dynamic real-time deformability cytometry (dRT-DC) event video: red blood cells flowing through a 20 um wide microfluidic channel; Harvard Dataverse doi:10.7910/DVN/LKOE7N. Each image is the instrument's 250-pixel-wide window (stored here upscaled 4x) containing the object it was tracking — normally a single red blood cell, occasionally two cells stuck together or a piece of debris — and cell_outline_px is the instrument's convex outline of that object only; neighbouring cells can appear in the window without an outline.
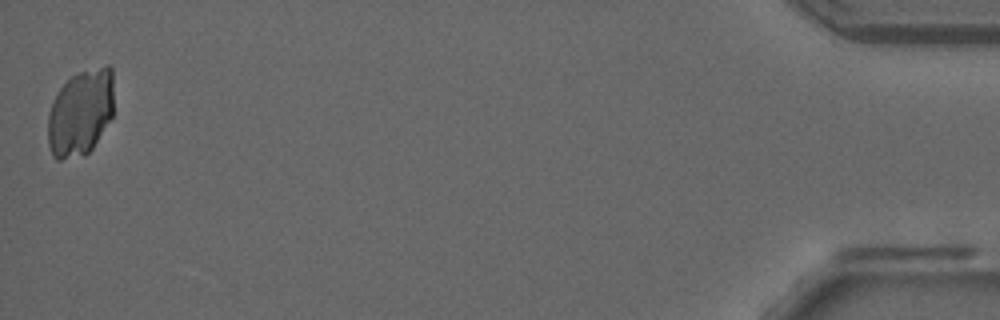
{"species": "common noctule bat (a hibernating species)", "species_latin": "Nyctalus noctula", "temperature_condition": "room temperature", "stored_images_in_passage": 51, "camera_frame_rate_fps": 3000, "um_per_image_px": 0.085, "animal": {"sex": "male", "forearm_length_mm": 52.5}, "frame": {"image": 1, "passage_image": 51, "time_ms": 16.667, "image_size_px": [1000, 320], "cell_outline_px": [[112, 116], [92, 148], [84, 156], [60, 160], [56, 160], [52, 156], [48, 144], [48, 112], [60, 88], [72, 76], [80, 72], [104, 64], [108, 64], [112, 68]], "centroid_in_image_um": [6.83, 9.59], "position_along_channel_um": 428.4, "area_um2": 33.18}}